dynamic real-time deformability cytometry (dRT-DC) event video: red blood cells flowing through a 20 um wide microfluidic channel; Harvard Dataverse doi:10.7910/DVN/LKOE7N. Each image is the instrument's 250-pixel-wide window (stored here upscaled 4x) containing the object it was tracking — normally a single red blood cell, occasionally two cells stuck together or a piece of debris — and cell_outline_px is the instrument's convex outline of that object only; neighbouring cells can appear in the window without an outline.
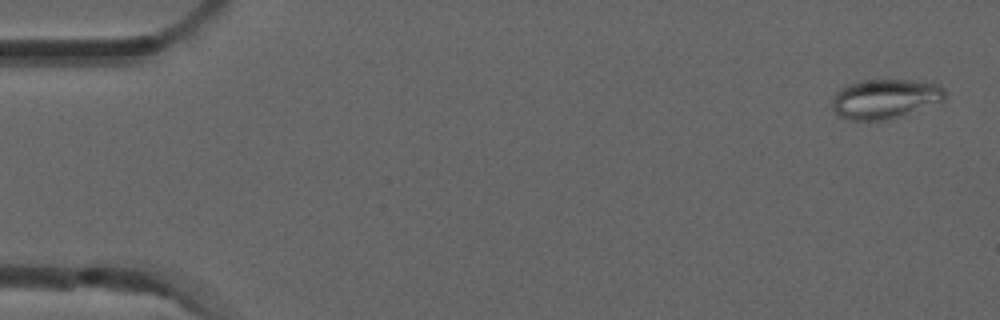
{"species": "common noctule bat (a hibernating species)", "species_latin": "Nyctalus noctula", "temperature_condition": "room temperature", "stored_images_in_passage": 5, "camera_frame_rate_fps": 3000, "um_per_image_px": 0.085, "animal": {"sex": "male", "forearm_length_mm": 52.5}, "frame": {"image": 1, "passage_image": 1, "time_ms": 0.0, "image_size_px": [1000, 320], "cell_outline_px": [[948, 96], [940, 104], [888, 120], [848, 120], [840, 116], [832, 108], [832, 100], [836, 92], [840, 88], [848, 84], [864, 80], [932, 80], [940, 84], [944, 88]], "centroid_in_image_um": [75.34, 8.39], "position_along_channel_um": 9.7, "area_um2": 26.82}}